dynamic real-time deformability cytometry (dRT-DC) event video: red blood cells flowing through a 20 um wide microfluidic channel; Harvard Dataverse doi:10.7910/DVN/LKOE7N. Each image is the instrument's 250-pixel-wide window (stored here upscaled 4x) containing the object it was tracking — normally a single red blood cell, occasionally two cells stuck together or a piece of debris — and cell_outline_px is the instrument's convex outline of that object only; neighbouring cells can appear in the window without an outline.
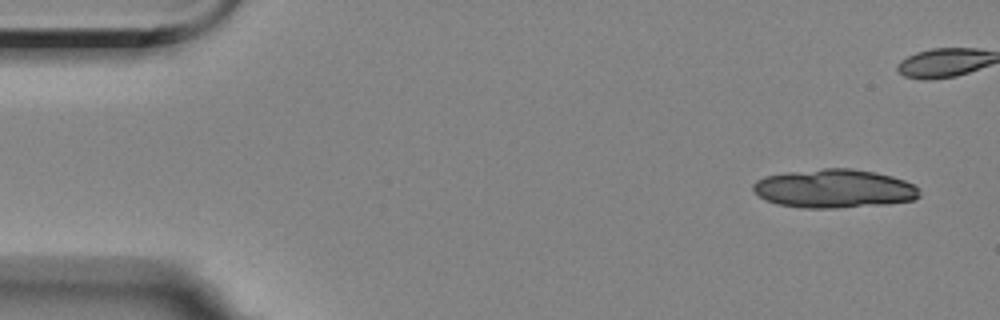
{"species": "Egyptian fruit bat (a non-hibernating species)", "species_latin": "Rousettus aegyptiacus", "temperature_condition": "room temperature", "stored_images_in_passage": 6, "segment_of_instrument_passage": [1, 2], "camera_frame_rate_fps": 3000, "um_per_image_px": 0.085, "animal": {"sex": "female"}, "frame": {"image": 1, "passage_image": 1, "time_ms": 0.0, "image_size_px": [1000, 320], "cell_outline_px": [[920, 196], [912, 200], [888, 204], [832, 208], [804, 208], [776, 204], [764, 200], [752, 188], [752, 184], [756, 180], [764, 176], [788, 172], [824, 168], [852, 168], [876, 172], [892, 176], [904, 180], [920, 188]], "centroid_in_image_um": [70.9, 16.03], "position_along_channel_um": 14.1, "area_um2": 37.69}}